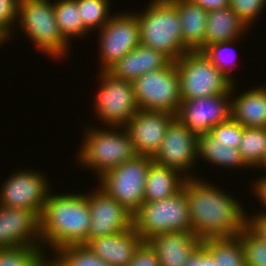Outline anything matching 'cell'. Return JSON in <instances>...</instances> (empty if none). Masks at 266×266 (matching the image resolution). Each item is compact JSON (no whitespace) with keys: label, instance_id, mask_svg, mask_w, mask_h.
I'll use <instances>...</instances> for the list:
<instances>
[{"label":"cell","instance_id":"cell-17","mask_svg":"<svg viewBox=\"0 0 266 266\" xmlns=\"http://www.w3.org/2000/svg\"><path fill=\"white\" fill-rule=\"evenodd\" d=\"M175 118L168 112L140 109L124 126L137 154L153 157Z\"/></svg>","mask_w":266,"mask_h":266},{"label":"cell","instance_id":"cell-26","mask_svg":"<svg viewBox=\"0 0 266 266\" xmlns=\"http://www.w3.org/2000/svg\"><path fill=\"white\" fill-rule=\"evenodd\" d=\"M202 246L216 260V266H246L239 234L202 240Z\"/></svg>","mask_w":266,"mask_h":266},{"label":"cell","instance_id":"cell-18","mask_svg":"<svg viewBox=\"0 0 266 266\" xmlns=\"http://www.w3.org/2000/svg\"><path fill=\"white\" fill-rule=\"evenodd\" d=\"M161 266H184L191 255L202 245L193 232H169L149 238Z\"/></svg>","mask_w":266,"mask_h":266},{"label":"cell","instance_id":"cell-12","mask_svg":"<svg viewBox=\"0 0 266 266\" xmlns=\"http://www.w3.org/2000/svg\"><path fill=\"white\" fill-rule=\"evenodd\" d=\"M50 185L46 175L39 171L16 170L1 186L0 205L31 209L40 216L52 189Z\"/></svg>","mask_w":266,"mask_h":266},{"label":"cell","instance_id":"cell-5","mask_svg":"<svg viewBox=\"0 0 266 266\" xmlns=\"http://www.w3.org/2000/svg\"><path fill=\"white\" fill-rule=\"evenodd\" d=\"M51 0H21L17 23L24 36L51 59L66 57L70 43L62 36ZM68 50V51H67Z\"/></svg>","mask_w":266,"mask_h":266},{"label":"cell","instance_id":"cell-25","mask_svg":"<svg viewBox=\"0 0 266 266\" xmlns=\"http://www.w3.org/2000/svg\"><path fill=\"white\" fill-rule=\"evenodd\" d=\"M198 160L201 158L212 165L222 167L224 169L249 168L240 156L237 148L229 147L223 143H219L208 133L198 136ZM224 166V167H223ZM229 167V168H228ZM243 167V168H241Z\"/></svg>","mask_w":266,"mask_h":266},{"label":"cell","instance_id":"cell-19","mask_svg":"<svg viewBox=\"0 0 266 266\" xmlns=\"http://www.w3.org/2000/svg\"><path fill=\"white\" fill-rule=\"evenodd\" d=\"M144 241L132 228L89 240L85 245L110 266H127Z\"/></svg>","mask_w":266,"mask_h":266},{"label":"cell","instance_id":"cell-37","mask_svg":"<svg viewBox=\"0 0 266 266\" xmlns=\"http://www.w3.org/2000/svg\"><path fill=\"white\" fill-rule=\"evenodd\" d=\"M127 266H161L154 250L143 242L134 254L132 261Z\"/></svg>","mask_w":266,"mask_h":266},{"label":"cell","instance_id":"cell-10","mask_svg":"<svg viewBox=\"0 0 266 266\" xmlns=\"http://www.w3.org/2000/svg\"><path fill=\"white\" fill-rule=\"evenodd\" d=\"M152 157L138 155L98 178L99 187L132 214L144 203L147 172Z\"/></svg>","mask_w":266,"mask_h":266},{"label":"cell","instance_id":"cell-30","mask_svg":"<svg viewBox=\"0 0 266 266\" xmlns=\"http://www.w3.org/2000/svg\"><path fill=\"white\" fill-rule=\"evenodd\" d=\"M46 253L39 247L2 249L0 266H49V257Z\"/></svg>","mask_w":266,"mask_h":266},{"label":"cell","instance_id":"cell-42","mask_svg":"<svg viewBox=\"0 0 266 266\" xmlns=\"http://www.w3.org/2000/svg\"><path fill=\"white\" fill-rule=\"evenodd\" d=\"M8 42V39L0 32V45Z\"/></svg>","mask_w":266,"mask_h":266},{"label":"cell","instance_id":"cell-24","mask_svg":"<svg viewBox=\"0 0 266 266\" xmlns=\"http://www.w3.org/2000/svg\"><path fill=\"white\" fill-rule=\"evenodd\" d=\"M186 177L172 168L152 163L147 172L144 202L163 200L183 189Z\"/></svg>","mask_w":266,"mask_h":266},{"label":"cell","instance_id":"cell-38","mask_svg":"<svg viewBox=\"0 0 266 266\" xmlns=\"http://www.w3.org/2000/svg\"><path fill=\"white\" fill-rule=\"evenodd\" d=\"M184 266H216V260L201 245L187 260Z\"/></svg>","mask_w":266,"mask_h":266},{"label":"cell","instance_id":"cell-22","mask_svg":"<svg viewBox=\"0 0 266 266\" xmlns=\"http://www.w3.org/2000/svg\"><path fill=\"white\" fill-rule=\"evenodd\" d=\"M177 8L186 51H203L208 11L192 0H171Z\"/></svg>","mask_w":266,"mask_h":266},{"label":"cell","instance_id":"cell-33","mask_svg":"<svg viewBox=\"0 0 266 266\" xmlns=\"http://www.w3.org/2000/svg\"><path fill=\"white\" fill-rule=\"evenodd\" d=\"M208 134L219 143L238 149L242 140L243 126L230 118L213 127Z\"/></svg>","mask_w":266,"mask_h":266},{"label":"cell","instance_id":"cell-29","mask_svg":"<svg viewBox=\"0 0 266 266\" xmlns=\"http://www.w3.org/2000/svg\"><path fill=\"white\" fill-rule=\"evenodd\" d=\"M51 256L53 257L49 258V266H110L86 245L61 247L52 252Z\"/></svg>","mask_w":266,"mask_h":266},{"label":"cell","instance_id":"cell-36","mask_svg":"<svg viewBox=\"0 0 266 266\" xmlns=\"http://www.w3.org/2000/svg\"><path fill=\"white\" fill-rule=\"evenodd\" d=\"M20 2L21 0H0V32L8 41L16 31L14 27H17L15 25L19 16Z\"/></svg>","mask_w":266,"mask_h":266},{"label":"cell","instance_id":"cell-40","mask_svg":"<svg viewBox=\"0 0 266 266\" xmlns=\"http://www.w3.org/2000/svg\"><path fill=\"white\" fill-rule=\"evenodd\" d=\"M195 4L202 7L205 11H214L229 7L230 0H192Z\"/></svg>","mask_w":266,"mask_h":266},{"label":"cell","instance_id":"cell-13","mask_svg":"<svg viewBox=\"0 0 266 266\" xmlns=\"http://www.w3.org/2000/svg\"><path fill=\"white\" fill-rule=\"evenodd\" d=\"M197 147L198 136L175 118L152 159L158 165L179 171L186 178H196L190 170L197 164Z\"/></svg>","mask_w":266,"mask_h":266},{"label":"cell","instance_id":"cell-9","mask_svg":"<svg viewBox=\"0 0 266 266\" xmlns=\"http://www.w3.org/2000/svg\"><path fill=\"white\" fill-rule=\"evenodd\" d=\"M98 93L95 94L94 111L104 126L124 127L140 110L131 81L114 77L108 71L98 74Z\"/></svg>","mask_w":266,"mask_h":266},{"label":"cell","instance_id":"cell-23","mask_svg":"<svg viewBox=\"0 0 266 266\" xmlns=\"http://www.w3.org/2000/svg\"><path fill=\"white\" fill-rule=\"evenodd\" d=\"M247 25L230 8L208 12L204 49L214 43L240 39L248 31Z\"/></svg>","mask_w":266,"mask_h":266},{"label":"cell","instance_id":"cell-4","mask_svg":"<svg viewBox=\"0 0 266 266\" xmlns=\"http://www.w3.org/2000/svg\"><path fill=\"white\" fill-rule=\"evenodd\" d=\"M146 9L135 13L140 26V44L166 55L172 62L186 50L176 6L171 0H151Z\"/></svg>","mask_w":266,"mask_h":266},{"label":"cell","instance_id":"cell-7","mask_svg":"<svg viewBox=\"0 0 266 266\" xmlns=\"http://www.w3.org/2000/svg\"><path fill=\"white\" fill-rule=\"evenodd\" d=\"M180 77L182 100L219 94H231L233 82L227 78L203 51H186L175 61Z\"/></svg>","mask_w":266,"mask_h":266},{"label":"cell","instance_id":"cell-28","mask_svg":"<svg viewBox=\"0 0 266 266\" xmlns=\"http://www.w3.org/2000/svg\"><path fill=\"white\" fill-rule=\"evenodd\" d=\"M238 151L250 169H259L266 158V128L243 127Z\"/></svg>","mask_w":266,"mask_h":266},{"label":"cell","instance_id":"cell-43","mask_svg":"<svg viewBox=\"0 0 266 266\" xmlns=\"http://www.w3.org/2000/svg\"><path fill=\"white\" fill-rule=\"evenodd\" d=\"M259 168H260V169L262 168V170L266 169V158H265V160L263 161V163L259 166ZM265 171H266V170H265Z\"/></svg>","mask_w":266,"mask_h":266},{"label":"cell","instance_id":"cell-1","mask_svg":"<svg viewBox=\"0 0 266 266\" xmlns=\"http://www.w3.org/2000/svg\"><path fill=\"white\" fill-rule=\"evenodd\" d=\"M217 186L201 177L186 178L183 183L192 232L201 240L236 236L247 224L243 203Z\"/></svg>","mask_w":266,"mask_h":266},{"label":"cell","instance_id":"cell-27","mask_svg":"<svg viewBox=\"0 0 266 266\" xmlns=\"http://www.w3.org/2000/svg\"><path fill=\"white\" fill-rule=\"evenodd\" d=\"M54 11L56 21L62 36L69 42L70 38L84 37L90 35L89 31L84 27L80 18L77 7V0H54Z\"/></svg>","mask_w":266,"mask_h":266},{"label":"cell","instance_id":"cell-31","mask_svg":"<svg viewBox=\"0 0 266 266\" xmlns=\"http://www.w3.org/2000/svg\"><path fill=\"white\" fill-rule=\"evenodd\" d=\"M110 4V0H77L80 18L89 32L100 30L114 15L109 12Z\"/></svg>","mask_w":266,"mask_h":266},{"label":"cell","instance_id":"cell-32","mask_svg":"<svg viewBox=\"0 0 266 266\" xmlns=\"http://www.w3.org/2000/svg\"><path fill=\"white\" fill-rule=\"evenodd\" d=\"M245 265L266 266V242L256 236L247 226L239 233Z\"/></svg>","mask_w":266,"mask_h":266},{"label":"cell","instance_id":"cell-35","mask_svg":"<svg viewBox=\"0 0 266 266\" xmlns=\"http://www.w3.org/2000/svg\"><path fill=\"white\" fill-rule=\"evenodd\" d=\"M266 0H230L229 7L250 29L265 9ZM264 8V9H263ZM251 25V26H250Z\"/></svg>","mask_w":266,"mask_h":266},{"label":"cell","instance_id":"cell-8","mask_svg":"<svg viewBox=\"0 0 266 266\" xmlns=\"http://www.w3.org/2000/svg\"><path fill=\"white\" fill-rule=\"evenodd\" d=\"M132 84L140 109L177 114L182 98L180 77L175 62L141 75Z\"/></svg>","mask_w":266,"mask_h":266},{"label":"cell","instance_id":"cell-39","mask_svg":"<svg viewBox=\"0 0 266 266\" xmlns=\"http://www.w3.org/2000/svg\"><path fill=\"white\" fill-rule=\"evenodd\" d=\"M246 226L260 239L266 242V214L260 213L255 215H247Z\"/></svg>","mask_w":266,"mask_h":266},{"label":"cell","instance_id":"cell-41","mask_svg":"<svg viewBox=\"0 0 266 266\" xmlns=\"http://www.w3.org/2000/svg\"><path fill=\"white\" fill-rule=\"evenodd\" d=\"M257 181V182H256ZM256 181L251 182L254 183L252 190H254V195H257V197L260 200V203H262V206L266 207V175L259 179H256ZM261 213L266 214V211H262Z\"/></svg>","mask_w":266,"mask_h":266},{"label":"cell","instance_id":"cell-3","mask_svg":"<svg viewBox=\"0 0 266 266\" xmlns=\"http://www.w3.org/2000/svg\"><path fill=\"white\" fill-rule=\"evenodd\" d=\"M117 129V130H116ZM121 129V130H120ZM117 131V132H116ZM76 158L80 165L102 177L126 161L138 156L134 143L124 127H87Z\"/></svg>","mask_w":266,"mask_h":266},{"label":"cell","instance_id":"cell-15","mask_svg":"<svg viewBox=\"0 0 266 266\" xmlns=\"http://www.w3.org/2000/svg\"><path fill=\"white\" fill-rule=\"evenodd\" d=\"M89 193V194H88ZM87 193L90 208L88 241L113 235L132 228V213L109 196L103 189Z\"/></svg>","mask_w":266,"mask_h":266},{"label":"cell","instance_id":"cell-2","mask_svg":"<svg viewBox=\"0 0 266 266\" xmlns=\"http://www.w3.org/2000/svg\"><path fill=\"white\" fill-rule=\"evenodd\" d=\"M83 192L49 193L40 215L42 248L45 251L54 252L61 247L88 242L90 208L87 193Z\"/></svg>","mask_w":266,"mask_h":266},{"label":"cell","instance_id":"cell-14","mask_svg":"<svg viewBox=\"0 0 266 266\" xmlns=\"http://www.w3.org/2000/svg\"><path fill=\"white\" fill-rule=\"evenodd\" d=\"M176 118L197 136L231 118V94L182 100Z\"/></svg>","mask_w":266,"mask_h":266},{"label":"cell","instance_id":"cell-6","mask_svg":"<svg viewBox=\"0 0 266 266\" xmlns=\"http://www.w3.org/2000/svg\"><path fill=\"white\" fill-rule=\"evenodd\" d=\"M132 227L144 242L156 234L192 232L184 189L163 200L144 202L132 215Z\"/></svg>","mask_w":266,"mask_h":266},{"label":"cell","instance_id":"cell-34","mask_svg":"<svg viewBox=\"0 0 266 266\" xmlns=\"http://www.w3.org/2000/svg\"><path fill=\"white\" fill-rule=\"evenodd\" d=\"M239 39L233 40V41H227V42H219V43H214L209 46H207L203 52L204 54L210 59V61L227 77L229 78L233 83L234 78L232 75V69L230 67L234 66L235 67V61H225L223 53L230 50L232 46L237 43ZM235 58V57H234ZM228 62V63H227ZM230 65V67L228 66ZM232 65V66H231Z\"/></svg>","mask_w":266,"mask_h":266},{"label":"cell","instance_id":"cell-16","mask_svg":"<svg viewBox=\"0 0 266 266\" xmlns=\"http://www.w3.org/2000/svg\"><path fill=\"white\" fill-rule=\"evenodd\" d=\"M42 248L40 216L31 209L0 205V250Z\"/></svg>","mask_w":266,"mask_h":266},{"label":"cell","instance_id":"cell-11","mask_svg":"<svg viewBox=\"0 0 266 266\" xmlns=\"http://www.w3.org/2000/svg\"><path fill=\"white\" fill-rule=\"evenodd\" d=\"M99 33L100 71H108L140 44L139 20L134 12L114 13Z\"/></svg>","mask_w":266,"mask_h":266},{"label":"cell","instance_id":"cell-21","mask_svg":"<svg viewBox=\"0 0 266 266\" xmlns=\"http://www.w3.org/2000/svg\"><path fill=\"white\" fill-rule=\"evenodd\" d=\"M234 84L231 89V118L243 127L266 128V84L251 87L236 97L233 95Z\"/></svg>","mask_w":266,"mask_h":266},{"label":"cell","instance_id":"cell-20","mask_svg":"<svg viewBox=\"0 0 266 266\" xmlns=\"http://www.w3.org/2000/svg\"><path fill=\"white\" fill-rule=\"evenodd\" d=\"M171 62L163 53L139 44L114 64L108 72L118 79L133 82L147 72L167 67Z\"/></svg>","mask_w":266,"mask_h":266}]
</instances>
